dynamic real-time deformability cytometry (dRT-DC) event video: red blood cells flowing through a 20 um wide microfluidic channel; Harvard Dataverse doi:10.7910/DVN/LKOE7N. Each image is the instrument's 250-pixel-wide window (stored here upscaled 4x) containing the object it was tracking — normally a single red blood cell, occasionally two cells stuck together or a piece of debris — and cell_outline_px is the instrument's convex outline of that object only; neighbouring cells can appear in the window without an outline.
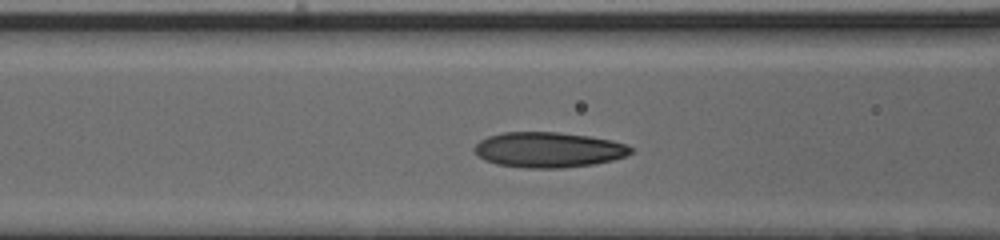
{"species": "human", "species_latin": "Homo sapiens", "temperature_condition": "cold", "stored_images_in_passage": 45, "camera_frame_rate_fps": 3000, "um_per_image_px": 0.085, "donor": {"sex": "male"}, "frame": {"image": 1, "passage_image": 20, "time_ms": 6.333, "image_size_px": [1000, 240], "cell_outline_px": [[632, 152], [624, 156], [612, 160], [592, 164], [560, 168], [528, 168], [496, 164], [484, 160], [472, 148], [480, 140], [488, 136], [504, 132], [556, 132], [588, 136], [612, 140], [624, 144], [632, 148]], "centroid_in_image_um": [46.59, 12.73], "position_along_channel_um": 120.0, "area_um2": 31.96}}
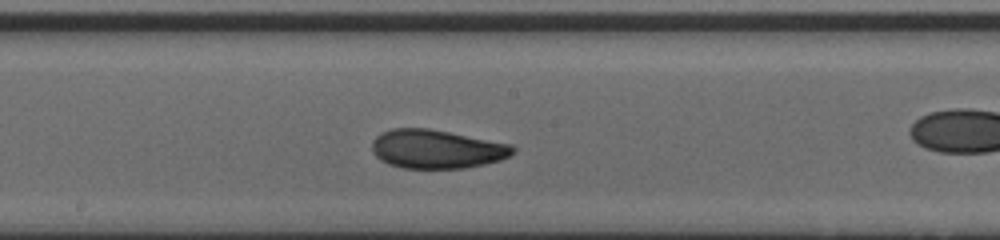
{"frame": {"image": 2, "passage_image": 27, "time_ms": 8.667, "image_size_px": [1000, 240], "cell_outline_px": [[516, 152], [500, 160], [484, 164], [464, 168], [400, 168], [388, 164], [380, 160], [372, 152], [372, 144], [376, 136], [392, 128], [428, 128], [512, 144], [516, 148]], "centroid_in_image_um": [37.12, 12.67], "position_along_channel_um": 211.1, "area_um2": 31.85}}
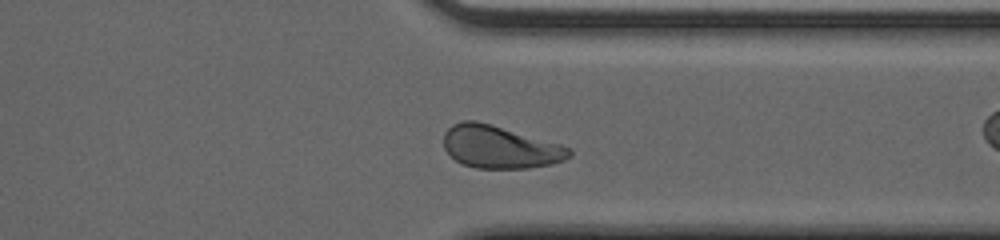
{"frame": {"image": 3, "passage_image": 39, "time_ms": 12.667, "image_size_px": [1000, 240], "cell_outline_px": [[572, 156], [564, 160], [552, 164], [528, 168], [476, 168], [464, 164], [456, 160], [444, 148], [444, 132], [452, 124], [464, 120], [476, 120], [560, 144], [572, 148]], "centroid_in_image_um": [42.5, 12.5], "position_along_channel_um": 368.9, "area_um2": 31.04}, "authors_computed_cell_mechanics": {"area_um2": 31.8478, "velocity_mm_per_s": 3.9137, "shape_relaxation_time_tau1_ms": 5.9261, "shape_relaxation_time_tau2_ms": 1.3878, "deformation_change_tau1": 0.1615, "deformation_change_tau2": 0.0656}}